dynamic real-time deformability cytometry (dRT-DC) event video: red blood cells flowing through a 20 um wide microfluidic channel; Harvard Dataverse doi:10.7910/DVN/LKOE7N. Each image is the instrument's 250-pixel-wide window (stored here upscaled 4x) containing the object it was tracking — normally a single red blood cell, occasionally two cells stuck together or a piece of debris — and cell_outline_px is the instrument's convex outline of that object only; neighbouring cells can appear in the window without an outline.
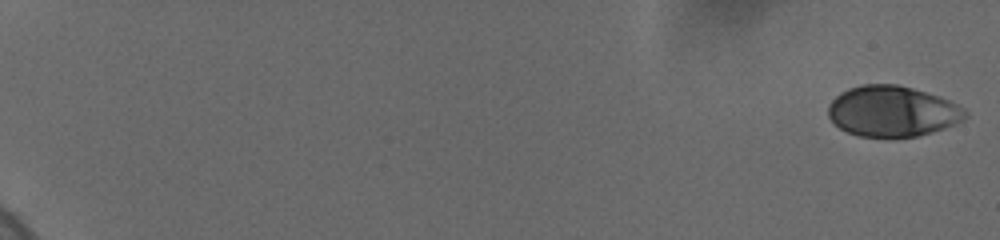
{"species": "human", "species_latin": "Homo sapiens", "temperature_condition": "cold", "stored_images_in_passage": 51, "camera_frame_rate_fps": 3000, "um_per_image_px": 0.085, "donor": {"sex": "female"}, "frame": {"image": 1, "passage_image": 1, "time_ms": 0.0, "image_size_px": [1000, 240], "cell_outline_px": [[968, 116], [964, 120], [956, 124], [932, 132], [916, 136], [860, 136], [848, 132], [840, 128], [828, 116], [828, 104], [840, 92], [848, 88], [860, 84], [896, 84], [912, 88], [948, 100], [964, 108], [968, 112]], "centroid_in_image_um": [75.85, 9.45], "position_along_channel_um": 9.2, "area_um2": 40.29}}
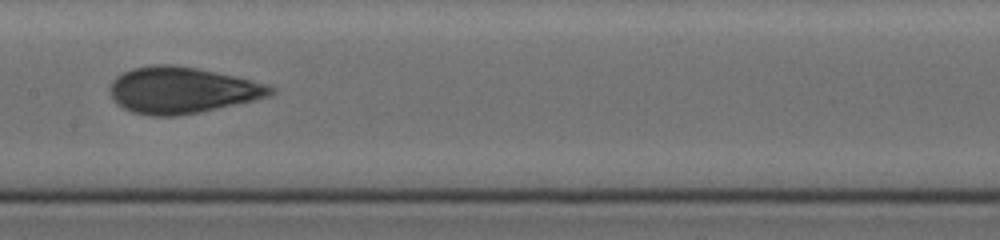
{"frame": {"image": 2, "passage_image": 25, "time_ms": 11.0, "image_size_px": [1000, 240], "cell_outline_px": [[276, 92], [268, 96], [252, 100], [200, 112], [176, 116], [148, 116], [132, 112], [124, 108], [112, 96], [108, 88], [112, 80], [116, 76], [132, 68], [152, 64], [172, 64], [196, 68], [268, 84], [276, 88]], "centroid_in_image_um": [15.43, 7.66], "position_along_channel_um": 192.0, "area_um2": 43.12}}
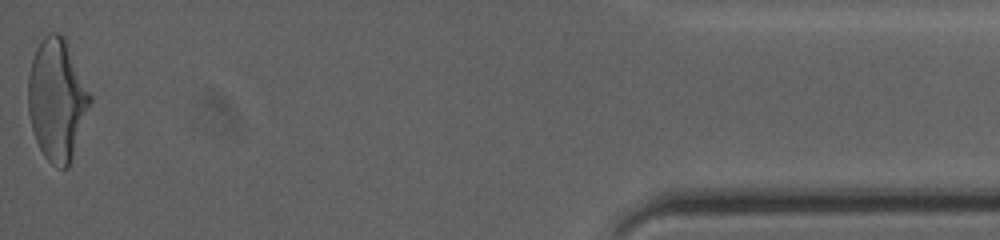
{"frame": {"image": 3, "passage_image": 51, "time_ms": 19.333, "image_size_px": [1000, 240], "cell_outline_px": [[92, 100], [68, 168], [60, 168], [52, 164], [44, 156], [36, 140], [32, 128], [28, 112], [28, 76], [32, 60], [36, 48], [40, 40], [48, 32], [60, 32], [68, 40], [92, 96]], "centroid_in_image_um": [4.85, 8.4], "position_along_channel_um": 430.3, "area_um2": 44.16}, "authors_computed_cell_mechanics": {"area_um2": 41.5582, "velocity_mm_per_s": 3.6793, "shape_relaxation_time_tau1_ms": 6.8444, "shape_relaxation_time_tau2_ms": 0.8208, "deformation_change_tau1": 0.1799, "deformation_change_tau2": 0.0495}}